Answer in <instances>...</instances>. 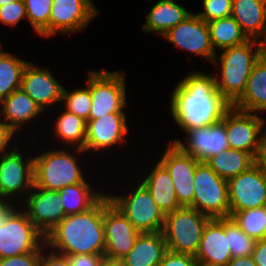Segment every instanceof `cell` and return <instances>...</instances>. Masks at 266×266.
Listing matches in <instances>:
<instances>
[{"label":"cell","instance_id":"obj_1","mask_svg":"<svg viewBox=\"0 0 266 266\" xmlns=\"http://www.w3.org/2000/svg\"><path fill=\"white\" fill-rule=\"evenodd\" d=\"M169 107L175 124L186 132L222 121L232 104L218 91L215 75L193 70L174 86Z\"/></svg>","mask_w":266,"mask_h":266},{"label":"cell","instance_id":"obj_2","mask_svg":"<svg viewBox=\"0 0 266 266\" xmlns=\"http://www.w3.org/2000/svg\"><path fill=\"white\" fill-rule=\"evenodd\" d=\"M45 245L66 256L105 255L103 197L89 210L65 216L45 235Z\"/></svg>","mask_w":266,"mask_h":266},{"label":"cell","instance_id":"obj_3","mask_svg":"<svg viewBox=\"0 0 266 266\" xmlns=\"http://www.w3.org/2000/svg\"><path fill=\"white\" fill-rule=\"evenodd\" d=\"M220 56H215L213 65L219 73H215L216 87L220 94L232 105L241 97L247 87L248 78L254 64L258 61V50L255 40L245 44L228 47Z\"/></svg>","mask_w":266,"mask_h":266},{"label":"cell","instance_id":"obj_4","mask_svg":"<svg viewBox=\"0 0 266 266\" xmlns=\"http://www.w3.org/2000/svg\"><path fill=\"white\" fill-rule=\"evenodd\" d=\"M71 147L45 150L34 156V185L38 188L59 191L68 185L78 184L87 177L78 156L83 149ZM72 150V153L70 152ZM74 151V152H73ZM77 154V155H74Z\"/></svg>","mask_w":266,"mask_h":266},{"label":"cell","instance_id":"obj_5","mask_svg":"<svg viewBox=\"0 0 266 266\" xmlns=\"http://www.w3.org/2000/svg\"><path fill=\"white\" fill-rule=\"evenodd\" d=\"M16 203L7 201L0 207V259L35 252L45 242V236Z\"/></svg>","mask_w":266,"mask_h":266},{"label":"cell","instance_id":"obj_6","mask_svg":"<svg viewBox=\"0 0 266 266\" xmlns=\"http://www.w3.org/2000/svg\"><path fill=\"white\" fill-rule=\"evenodd\" d=\"M210 219L191 207H181L165 215L162 234L167 249L195 257L204 228Z\"/></svg>","mask_w":266,"mask_h":266},{"label":"cell","instance_id":"obj_7","mask_svg":"<svg viewBox=\"0 0 266 266\" xmlns=\"http://www.w3.org/2000/svg\"><path fill=\"white\" fill-rule=\"evenodd\" d=\"M138 184V185H137ZM135 189L124 195L107 194L115 205L140 233L162 232L165 215L152 199L148 189L138 181ZM129 193V194H128Z\"/></svg>","mask_w":266,"mask_h":266},{"label":"cell","instance_id":"obj_8","mask_svg":"<svg viewBox=\"0 0 266 266\" xmlns=\"http://www.w3.org/2000/svg\"><path fill=\"white\" fill-rule=\"evenodd\" d=\"M125 72L90 71V95L92 107L89 113V120H96L109 113H126L125 106H128L126 97Z\"/></svg>","mask_w":266,"mask_h":266},{"label":"cell","instance_id":"obj_9","mask_svg":"<svg viewBox=\"0 0 266 266\" xmlns=\"http://www.w3.org/2000/svg\"><path fill=\"white\" fill-rule=\"evenodd\" d=\"M193 208L214 218L230 217L227 180L218 176L205 162L197 164L194 174Z\"/></svg>","mask_w":266,"mask_h":266},{"label":"cell","instance_id":"obj_10","mask_svg":"<svg viewBox=\"0 0 266 266\" xmlns=\"http://www.w3.org/2000/svg\"><path fill=\"white\" fill-rule=\"evenodd\" d=\"M20 150L17 144L0 156V195L7 201L24 200L34 187V156Z\"/></svg>","mask_w":266,"mask_h":266},{"label":"cell","instance_id":"obj_11","mask_svg":"<svg viewBox=\"0 0 266 266\" xmlns=\"http://www.w3.org/2000/svg\"><path fill=\"white\" fill-rule=\"evenodd\" d=\"M227 184L230 216L237 211L266 206V177L259 161L227 180Z\"/></svg>","mask_w":266,"mask_h":266},{"label":"cell","instance_id":"obj_12","mask_svg":"<svg viewBox=\"0 0 266 266\" xmlns=\"http://www.w3.org/2000/svg\"><path fill=\"white\" fill-rule=\"evenodd\" d=\"M103 226L106 242L104 256L122 259L134 247L140 232L111 203L107 193L103 196Z\"/></svg>","mask_w":266,"mask_h":266},{"label":"cell","instance_id":"obj_13","mask_svg":"<svg viewBox=\"0 0 266 266\" xmlns=\"http://www.w3.org/2000/svg\"><path fill=\"white\" fill-rule=\"evenodd\" d=\"M94 0H53L49 16V37L85 30L99 15Z\"/></svg>","mask_w":266,"mask_h":266},{"label":"cell","instance_id":"obj_14","mask_svg":"<svg viewBox=\"0 0 266 266\" xmlns=\"http://www.w3.org/2000/svg\"><path fill=\"white\" fill-rule=\"evenodd\" d=\"M223 121L230 148L250 153L259 160L263 116L232 106L224 114Z\"/></svg>","mask_w":266,"mask_h":266},{"label":"cell","instance_id":"obj_15","mask_svg":"<svg viewBox=\"0 0 266 266\" xmlns=\"http://www.w3.org/2000/svg\"><path fill=\"white\" fill-rule=\"evenodd\" d=\"M162 37L177 49L201 56L210 63L218 55L212 47L207 23L193 12Z\"/></svg>","mask_w":266,"mask_h":266},{"label":"cell","instance_id":"obj_16","mask_svg":"<svg viewBox=\"0 0 266 266\" xmlns=\"http://www.w3.org/2000/svg\"><path fill=\"white\" fill-rule=\"evenodd\" d=\"M166 146L158 161L171 175L179 204L193 208L194 174L200 161L182 152L173 143L168 142Z\"/></svg>","mask_w":266,"mask_h":266},{"label":"cell","instance_id":"obj_17","mask_svg":"<svg viewBox=\"0 0 266 266\" xmlns=\"http://www.w3.org/2000/svg\"><path fill=\"white\" fill-rule=\"evenodd\" d=\"M127 113H109L96 120H88L84 151L95 155L107 149L123 146L129 134ZM115 146V147H114ZM106 149V150H105Z\"/></svg>","mask_w":266,"mask_h":266},{"label":"cell","instance_id":"obj_18","mask_svg":"<svg viewBox=\"0 0 266 266\" xmlns=\"http://www.w3.org/2000/svg\"><path fill=\"white\" fill-rule=\"evenodd\" d=\"M20 204L28 218L44 236L66 216L58 191L34 185Z\"/></svg>","mask_w":266,"mask_h":266},{"label":"cell","instance_id":"obj_19","mask_svg":"<svg viewBox=\"0 0 266 266\" xmlns=\"http://www.w3.org/2000/svg\"><path fill=\"white\" fill-rule=\"evenodd\" d=\"M184 133L187 136L185 141L182 142L181 139L176 138L170 140V143L175 144L182 152L192 155L198 161L205 162L209 157L230 148L223 120Z\"/></svg>","mask_w":266,"mask_h":266},{"label":"cell","instance_id":"obj_20","mask_svg":"<svg viewBox=\"0 0 266 266\" xmlns=\"http://www.w3.org/2000/svg\"><path fill=\"white\" fill-rule=\"evenodd\" d=\"M34 102L43 110L56 104H62L64 86L57 81V78L44 67L29 62L26 66L21 87Z\"/></svg>","mask_w":266,"mask_h":266},{"label":"cell","instance_id":"obj_21","mask_svg":"<svg viewBox=\"0 0 266 266\" xmlns=\"http://www.w3.org/2000/svg\"><path fill=\"white\" fill-rule=\"evenodd\" d=\"M226 236V218L210 219L195 255L200 266H226L232 259Z\"/></svg>","mask_w":266,"mask_h":266},{"label":"cell","instance_id":"obj_22","mask_svg":"<svg viewBox=\"0 0 266 266\" xmlns=\"http://www.w3.org/2000/svg\"><path fill=\"white\" fill-rule=\"evenodd\" d=\"M44 111L21 88L0 101L1 120L16 134L22 132L23 126L33 122V119Z\"/></svg>","mask_w":266,"mask_h":266},{"label":"cell","instance_id":"obj_23","mask_svg":"<svg viewBox=\"0 0 266 266\" xmlns=\"http://www.w3.org/2000/svg\"><path fill=\"white\" fill-rule=\"evenodd\" d=\"M147 173L146 176H142L144 179L139 181L151 193L152 199L164 215L181 208L171 175L167 169L157 160L152 170Z\"/></svg>","mask_w":266,"mask_h":266},{"label":"cell","instance_id":"obj_24","mask_svg":"<svg viewBox=\"0 0 266 266\" xmlns=\"http://www.w3.org/2000/svg\"><path fill=\"white\" fill-rule=\"evenodd\" d=\"M191 13L184 5L181 6L175 0H158L146 13L142 32L164 36Z\"/></svg>","mask_w":266,"mask_h":266},{"label":"cell","instance_id":"obj_25","mask_svg":"<svg viewBox=\"0 0 266 266\" xmlns=\"http://www.w3.org/2000/svg\"><path fill=\"white\" fill-rule=\"evenodd\" d=\"M231 16L249 40L266 32V0H233Z\"/></svg>","mask_w":266,"mask_h":266},{"label":"cell","instance_id":"obj_26","mask_svg":"<svg viewBox=\"0 0 266 266\" xmlns=\"http://www.w3.org/2000/svg\"><path fill=\"white\" fill-rule=\"evenodd\" d=\"M167 251L162 232L140 233L134 247L122 259L127 266H159Z\"/></svg>","mask_w":266,"mask_h":266},{"label":"cell","instance_id":"obj_27","mask_svg":"<svg viewBox=\"0 0 266 266\" xmlns=\"http://www.w3.org/2000/svg\"><path fill=\"white\" fill-rule=\"evenodd\" d=\"M235 109L251 112H266V65L259 60L254 64L247 87L241 97L232 105ZM264 112V113H263Z\"/></svg>","mask_w":266,"mask_h":266},{"label":"cell","instance_id":"obj_28","mask_svg":"<svg viewBox=\"0 0 266 266\" xmlns=\"http://www.w3.org/2000/svg\"><path fill=\"white\" fill-rule=\"evenodd\" d=\"M87 179L58 191L66 216L89 210L106 194L95 190Z\"/></svg>","mask_w":266,"mask_h":266},{"label":"cell","instance_id":"obj_29","mask_svg":"<svg viewBox=\"0 0 266 266\" xmlns=\"http://www.w3.org/2000/svg\"><path fill=\"white\" fill-rule=\"evenodd\" d=\"M258 160L250 153L228 148L209 157L205 163L221 178L229 180L248 170Z\"/></svg>","mask_w":266,"mask_h":266},{"label":"cell","instance_id":"obj_30","mask_svg":"<svg viewBox=\"0 0 266 266\" xmlns=\"http://www.w3.org/2000/svg\"><path fill=\"white\" fill-rule=\"evenodd\" d=\"M87 121L66 110L62 111L55 119L53 125L54 137L63 145L72 148L84 149L86 142Z\"/></svg>","mask_w":266,"mask_h":266},{"label":"cell","instance_id":"obj_31","mask_svg":"<svg viewBox=\"0 0 266 266\" xmlns=\"http://www.w3.org/2000/svg\"><path fill=\"white\" fill-rule=\"evenodd\" d=\"M207 25L215 52L219 49L239 46L249 41L239 23L232 16L207 22Z\"/></svg>","mask_w":266,"mask_h":266},{"label":"cell","instance_id":"obj_32","mask_svg":"<svg viewBox=\"0 0 266 266\" xmlns=\"http://www.w3.org/2000/svg\"><path fill=\"white\" fill-rule=\"evenodd\" d=\"M0 42V101L20 89L23 72L30 61L2 50Z\"/></svg>","mask_w":266,"mask_h":266},{"label":"cell","instance_id":"obj_33","mask_svg":"<svg viewBox=\"0 0 266 266\" xmlns=\"http://www.w3.org/2000/svg\"><path fill=\"white\" fill-rule=\"evenodd\" d=\"M230 217L251 238L266 239V206L237 211Z\"/></svg>","mask_w":266,"mask_h":266},{"label":"cell","instance_id":"obj_34","mask_svg":"<svg viewBox=\"0 0 266 266\" xmlns=\"http://www.w3.org/2000/svg\"><path fill=\"white\" fill-rule=\"evenodd\" d=\"M85 87L76 88L71 92L67 88L63 89L62 103L65 104V109L73 114L89 120V113L92 107V99L90 95V71L88 72Z\"/></svg>","mask_w":266,"mask_h":266},{"label":"cell","instance_id":"obj_35","mask_svg":"<svg viewBox=\"0 0 266 266\" xmlns=\"http://www.w3.org/2000/svg\"><path fill=\"white\" fill-rule=\"evenodd\" d=\"M53 0H24L27 21L38 36L49 37V16Z\"/></svg>","mask_w":266,"mask_h":266},{"label":"cell","instance_id":"obj_36","mask_svg":"<svg viewBox=\"0 0 266 266\" xmlns=\"http://www.w3.org/2000/svg\"><path fill=\"white\" fill-rule=\"evenodd\" d=\"M226 236L232 258L252 256L257 240L247 235L231 218H226Z\"/></svg>","mask_w":266,"mask_h":266},{"label":"cell","instance_id":"obj_37","mask_svg":"<svg viewBox=\"0 0 266 266\" xmlns=\"http://www.w3.org/2000/svg\"><path fill=\"white\" fill-rule=\"evenodd\" d=\"M233 0H202L203 11L196 13L206 23L232 14Z\"/></svg>","mask_w":266,"mask_h":266},{"label":"cell","instance_id":"obj_38","mask_svg":"<svg viewBox=\"0 0 266 266\" xmlns=\"http://www.w3.org/2000/svg\"><path fill=\"white\" fill-rule=\"evenodd\" d=\"M22 19L27 21L24 0L11 2L0 7V23L14 28Z\"/></svg>","mask_w":266,"mask_h":266},{"label":"cell","instance_id":"obj_39","mask_svg":"<svg viewBox=\"0 0 266 266\" xmlns=\"http://www.w3.org/2000/svg\"><path fill=\"white\" fill-rule=\"evenodd\" d=\"M45 246L44 242L35 252L0 259V266H38Z\"/></svg>","mask_w":266,"mask_h":266},{"label":"cell","instance_id":"obj_40","mask_svg":"<svg viewBox=\"0 0 266 266\" xmlns=\"http://www.w3.org/2000/svg\"><path fill=\"white\" fill-rule=\"evenodd\" d=\"M159 266H200L196 258L187 254L167 251Z\"/></svg>","mask_w":266,"mask_h":266},{"label":"cell","instance_id":"obj_41","mask_svg":"<svg viewBox=\"0 0 266 266\" xmlns=\"http://www.w3.org/2000/svg\"><path fill=\"white\" fill-rule=\"evenodd\" d=\"M38 266H70L68 256L57 253L47 246L42 249Z\"/></svg>","mask_w":266,"mask_h":266},{"label":"cell","instance_id":"obj_42","mask_svg":"<svg viewBox=\"0 0 266 266\" xmlns=\"http://www.w3.org/2000/svg\"><path fill=\"white\" fill-rule=\"evenodd\" d=\"M15 135H19V133L16 134L0 119V156L8 153L17 145V143L15 145L11 143L13 138H16Z\"/></svg>","mask_w":266,"mask_h":266},{"label":"cell","instance_id":"obj_43","mask_svg":"<svg viewBox=\"0 0 266 266\" xmlns=\"http://www.w3.org/2000/svg\"><path fill=\"white\" fill-rule=\"evenodd\" d=\"M104 255L79 254L68 256L70 266H99Z\"/></svg>","mask_w":266,"mask_h":266},{"label":"cell","instance_id":"obj_44","mask_svg":"<svg viewBox=\"0 0 266 266\" xmlns=\"http://www.w3.org/2000/svg\"><path fill=\"white\" fill-rule=\"evenodd\" d=\"M252 257L257 266H266V239L257 240Z\"/></svg>","mask_w":266,"mask_h":266},{"label":"cell","instance_id":"obj_45","mask_svg":"<svg viewBox=\"0 0 266 266\" xmlns=\"http://www.w3.org/2000/svg\"><path fill=\"white\" fill-rule=\"evenodd\" d=\"M258 60L266 65V32L256 40Z\"/></svg>","mask_w":266,"mask_h":266},{"label":"cell","instance_id":"obj_46","mask_svg":"<svg viewBox=\"0 0 266 266\" xmlns=\"http://www.w3.org/2000/svg\"><path fill=\"white\" fill-rule=\"evenodd\" d=\"M259 160H266V118L264 116L261 125Z\"/></svg>","mask_w":266,"mask_h":266},{"label":"cell","instance_id":"obj_47","mask_svg":"<svg viewBox=\"0 0 266 266\" xmlns=\"http://www.w3.org/2000/svg\"><path fill=\"white\" fill-rule=\"evenodd\" d=\"M226 266H257L252 256L232 258Z\"/></svg>","mask_w":266,"mask_h":266},{"label":"cell","instance_id":"obj_48","mask_svg":"<svg viewBox=\"0 0 266 266\" xmlns=\"http://www.w3.org/2000/svg\"><path fill=\"white\" fill-rule=\"evenodd\" d=\"M99 266H127L123 259L111 258L108 256H103L99 262Z\"/></svg>","mask_w":266,"mask_h":266},{"label":"cell","instance_id":"obj_49","mask_svg":"<svg viewBox=\"0 0 266 266\" xmlns=\"http://www.w3.org/2000/svg\"><path fill=\"white\" fill-rule=\"evenodd\" d=\"M15 1H18V0H0V7L5 4L11 3V2H15Z\"/></svg>","mask_w":266,"mask_h":266},{"label":"cell","instance_id":"obj_50","mask_svg":"<svg viewBox=\"0 0 266 266\" xmlns=\"http://www.w3.org/2000/svg\"><path fill=\"white\" fill-rule=\"evenodd\" d=\"M258 161L261 163L265 177H266V160H258Z\"/></svg>","mask_w":266,"mask_h":266},{"label":"cell","instance_id":"obj_51","mask_svg":"<svg viewBox=\"0 0 266 266\" xmlns=\"http://www.w3.org/2000/svg\"><path fill=\"white\" fill-rule=\"evenodd\" d=\"M7 202V200L0 195V207H2L5 203Z\"/></svg>","mask_w":266,"mask_h":266}]
</instances>
